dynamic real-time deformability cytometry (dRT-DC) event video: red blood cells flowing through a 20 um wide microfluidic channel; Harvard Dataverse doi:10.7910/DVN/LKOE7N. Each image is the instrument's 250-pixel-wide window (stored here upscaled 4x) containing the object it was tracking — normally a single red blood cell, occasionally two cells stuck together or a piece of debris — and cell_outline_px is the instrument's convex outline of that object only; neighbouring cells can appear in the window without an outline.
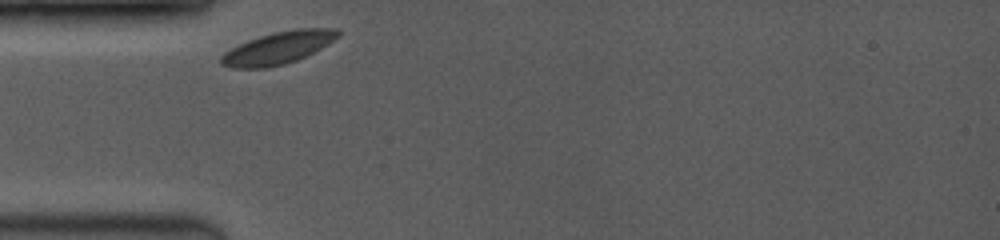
{"species": "common noctule bat (a hibernating species)", "species_latin": "Nyctalus noctula", "temperature_condition": "room temperature", "stored_images_in_passage": 4, "segment_of_instrument_passage": [1, 2], "camera_frame_rate_fps": 3500, "um_per_image_px": 0.085, "animal": {"sex": "female", "body_mass_g": 19.0, "forearm_length_mm": 53.3}, "frame": {"image": 1, "passage_image": 1, "time_ms": 0.0, "image_size_px": [1000, 240], "cell_outline_px": [[344, 32], [340, 36], [328, 44], [296, 60], [284, 64], [264, 68], [232, 68], [220, 64], [220, 56], [224, 52], [248, 40], [272, 32], [292, 28], [336, 28]], "centroid_in_image_um": [23.66, 4.05], "position_along_channel_um": 61.3, "area_um2": 22.08}}
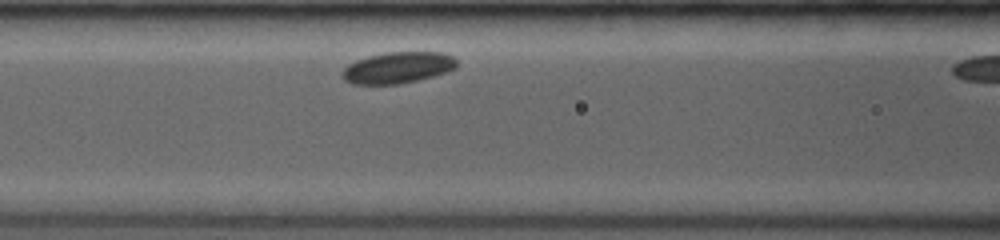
{"frame": {"image": 2, "passage_image": 3, "time_ms": 2.0, "image_size_px": [1000, 240], "cell_outline_px": [[456, 68], [448, 72], [400, 84], [352, 84], [344, 80], [340, 76], [340, 72], [348, 64], [356, 60], [368, 56], [384, 52], [444, 52], [452, 56], [456, 60]], "centroid_in_image_um": [33.78, 5.75], "position_along_channel_um": 132.8, "area_um2": 21.1}}